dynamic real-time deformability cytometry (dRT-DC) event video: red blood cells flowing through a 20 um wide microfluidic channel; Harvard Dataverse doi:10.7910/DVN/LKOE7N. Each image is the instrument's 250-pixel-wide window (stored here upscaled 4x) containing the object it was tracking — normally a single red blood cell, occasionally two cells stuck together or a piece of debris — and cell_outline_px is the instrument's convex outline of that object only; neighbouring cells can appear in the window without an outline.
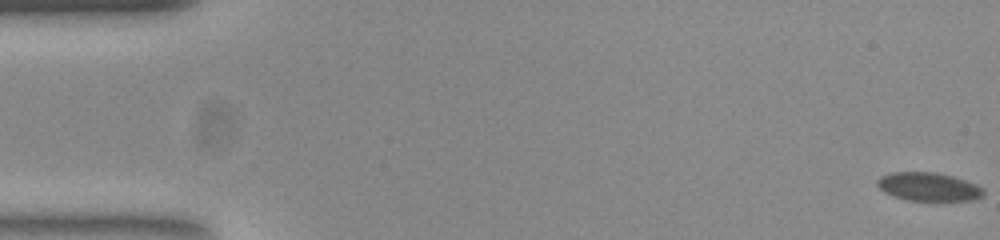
{"species": "common noctule bat (a hibernating species)", "species_latin": "Nyctalus noctula", "temperature_condition": "room temperature", "stored_images_in_passage": 56, "camera_frame_rate_fps": 3000, "um_per_image_px": 0.085, "animal": {"sex": "female", "body_mass_g": 23.0, "forearm_length_mm": 53.4}, "frame": {"image": 1, "passage_image": 1, "time_ms": 0.0, "image_size_px": [1000, 240], "cell_outline_px": [[984, 196], [972, 200], [908, 200], [892, 196], [884, 192], [876, 184], [876, 180], [880, 176], [892, 172], [936, 172], [952, 176], [976, 184], [984, 192]], "centroid_in_image_um": [78.88, 15.87], "position_along_channel_um": 6.1, "area_um2": 17.51}}
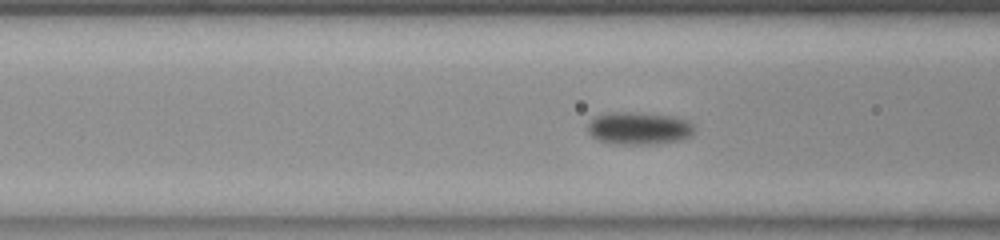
{"frame": {"image": 2, "passage_image": 22, "time_ms": 7.0, "image_size_px": [1000, 240], "cell_outline_px": [[692, 136], [684, 140], [652, 144], [612, 144], [596, 140], [588, 132], [588, 124], [596, 116], [608, 112], [632, 112], [672, 116], [688, 120], [692, 124]], "centroid_in_image_um": [54.3, 10.92], "position_along_channel_um": 112.3, "area_um2": 20.35}}
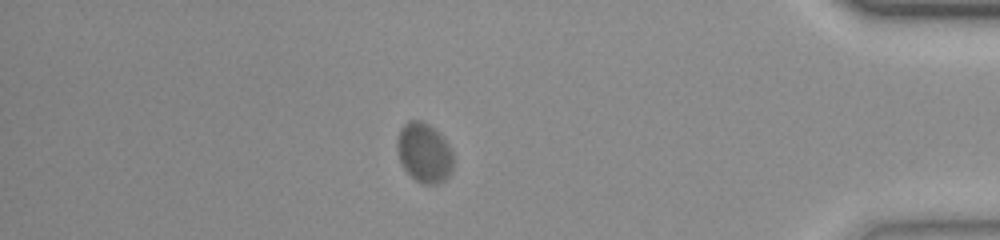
{"frame": {"image": 3, "passage_image": 49, "time_ms": 16.0, "image_size_px": [1000, 240], "cell_outline_px": [[452, 168], [448, 176], [444, 180], [436, 184], [420, 184], [404, 168], [400, 160], [396, 148], [396, 140], [400, 128], [408, 120], [420, 120], [428, 124], [448, 144], [452, 152]], "centroid_in_image_um": [36.02, 12.98], "position_along_channel_um": 399.2, "area_um2": 19.31}, "authors_computed_cell_mechanics": {"area_um2": 19.1896, "velocity_mm_per_s": 3.6543, "shape_relaxation_time_tau1_ms": 0.7975, "shape_relaxation_time_tau2_ms": 4.7628, "deformation_change_tau1": 0.0588, "deformation_change_tau2": 0.0488}}